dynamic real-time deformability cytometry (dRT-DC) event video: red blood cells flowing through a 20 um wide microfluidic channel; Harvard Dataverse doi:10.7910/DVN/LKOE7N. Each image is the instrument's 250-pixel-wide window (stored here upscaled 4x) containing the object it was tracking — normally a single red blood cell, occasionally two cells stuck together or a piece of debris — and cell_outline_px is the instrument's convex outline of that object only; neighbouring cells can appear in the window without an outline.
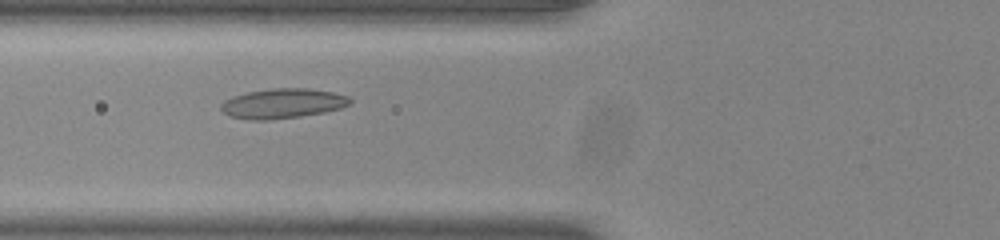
{"species": "common noctule bat (a hibernating species)", "species_latin": "Nyctalus noctula", "temperature_condition": "room temperature", "stored_images_in_passage": 38, "camera_frame_rate_fps": 3000, "um_per_image_px": 0.085, "animal": {"sex": "male", "body_mass_g": 20.0, "forearm_length_mm": 53.3}, "frame": {"image": 1, "passage_image": 5, "time_ms": 1.333, "image_size_px": [1000, 240], "cell_outline_px": [[352, 100], [348, 104], [340, 108], [324, 112], [300, 116], [272, 120], [248, 120], [228, 116], [220, 108], [220, 104], [224, 100], [232, 96], [248, 92], [272, 88], [308, 88], [332, 92], [348, 96]], "centroid_in_image_um": [23.98, 8.8], "position_along_channel_um": 101.8, "area_um2": 22.48}}
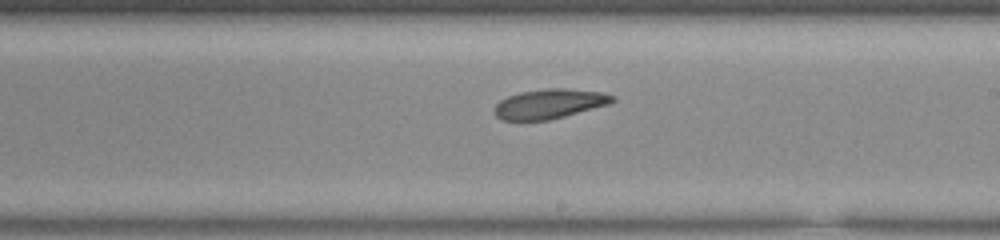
{"frame": {"image": 2, "passage_image": 16, "time_ms": 5.0, "image_size_px": [1000, 240], "cell_outline_px": [[616, 100], [608, 104], [564, 116], [548, 120], [500, 120], [496, 116], [496, 104], [500, 100], [508, 96], [520, 92], [548, 88], [568, 88], [604, 92], [616, 96]], "centroid_in_image_um": [46.73, 8.81], "position_along_channel_um": 242.3, "area_um2": 20.29}}
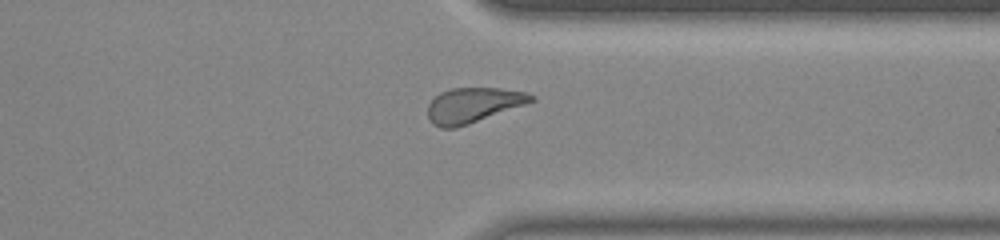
{"frame": {"image": 3, "passage_image": 26, "time_ms": 8.333, "image_size_px": [1000, 240], "cell_outline_px": [[536, 100], [468, 124], [452, 128], [440, 128], [432, 124], [428, 116], [428, 104], [440, 92], [452, 88], [500, 88], [528, 92], [536, 96]], "centroid_in_image_um": [40.22, 8.92], "position_along_channel_um": 371.2, "area_um2": 20.98}}